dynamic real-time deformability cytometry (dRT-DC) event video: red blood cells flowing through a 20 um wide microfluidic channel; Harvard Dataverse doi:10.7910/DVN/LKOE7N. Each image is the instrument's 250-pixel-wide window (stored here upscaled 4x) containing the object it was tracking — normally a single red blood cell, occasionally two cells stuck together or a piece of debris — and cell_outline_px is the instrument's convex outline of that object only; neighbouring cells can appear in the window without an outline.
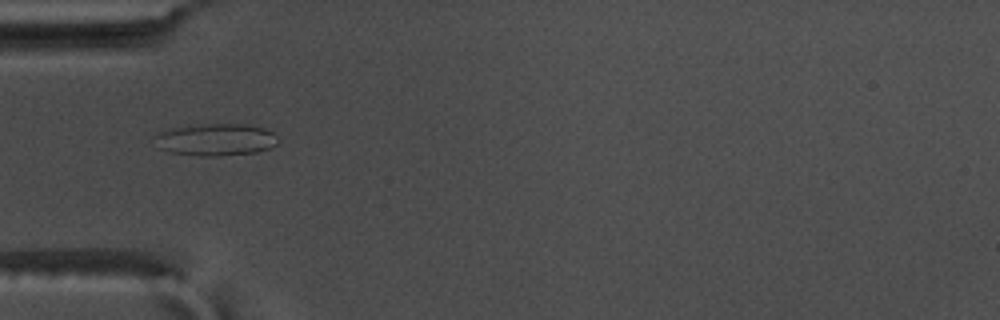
{"species": "common noctule bat (a hibernating species)", "species_latin": "Nyctalus noctula", "temperature_condition": "warm", "stored_images_in_passage": 40, "camera_frame_rate_fps": 3000, "um_per_image_px": 0.085, "animal": {"sex": "male", "body_mass_g": 17.5, "forearm_length_mm": 52.3}, "frame": {"image": 1, "passage_image": 3, "time_ms": 0.667, "image_size_px": [1000, 320], "cell_outline_px": [[280, 140], [276, 144], [268, 148], [256, 152], [216, 156], [200, 156], [172, 152], [160, 148], [156, 136], [160, 132], [172, 128], [188, 124], [244, 124], [264, 128], [272, 132]], "centroid_in_image_um": [18.37, 11.85], "position_along_channel_um": 66.6, "area_um2": 22.89}}
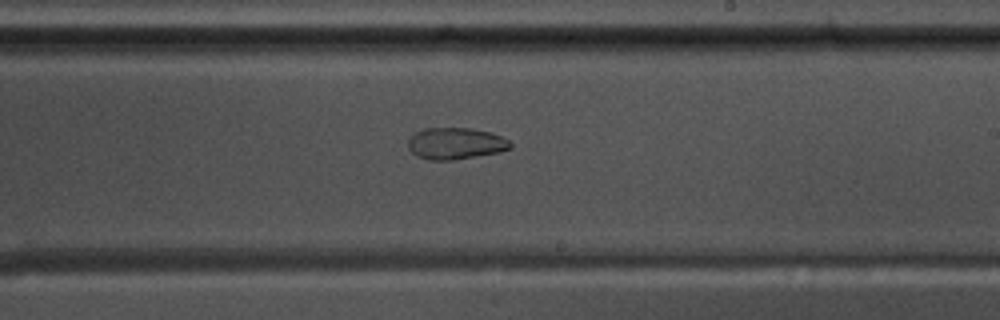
{"frame": {"image": 2, "passage_image": 18, "time_ms": 5.667, "image_size_px": [1000, 320], "cell_outline_px": [[512, 148], [500, 152], [452, 160], [428, 160], [416, 156], [408, 148], [408, 140], [416, 132], [424, 128], [472, 128], [492, 132], [508, 140], [512, 144]], "centroid_in_image_um": [38.73, 12.19], "position_along_channel_um": 250.3, "area_um2": 18.96}}
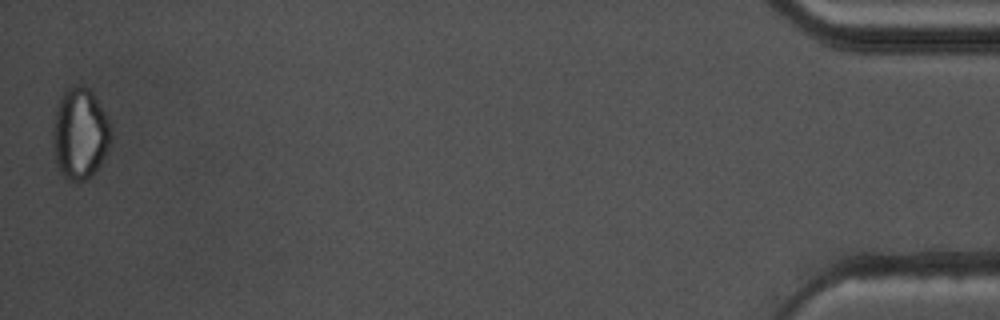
{"frame": {"image": 3, "passage_image": 40, "time_ms": 13.0, "image_size_px": [1000, 320], "cell_outline_px": [[112, 136], [108, 148], [100, 164], [84, 180], [72, 180], [60, 168], [52, 152], [52, 128], [56, 112], [60, 100], [64, 92], [68, 88], [88, 88], [92, 92], [108, 116], [112, 128]], "centroid_in_image_um": [6.82, 11.34], "position_along_channel_um": 428.4, "area_um2": 30.17}, "authors_computed_cell_mechanics": {"area_um2": 20.7791, "velocity_mm_per_s": 3.6909, "shape_relaxation_time_tau1_ms": null, "shape_relaxation_time_tau2_ms": 3.7089, "deformation_change_tau1": null, "deformation_change_tau2": 0.0605}}